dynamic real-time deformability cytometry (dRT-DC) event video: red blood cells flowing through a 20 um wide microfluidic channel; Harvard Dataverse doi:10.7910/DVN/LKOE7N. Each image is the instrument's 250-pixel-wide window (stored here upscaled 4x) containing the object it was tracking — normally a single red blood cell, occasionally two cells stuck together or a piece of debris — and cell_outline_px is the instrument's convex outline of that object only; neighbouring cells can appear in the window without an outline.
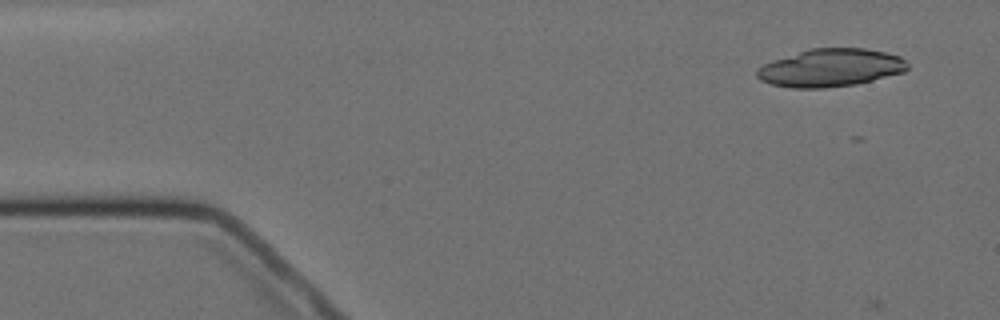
{"species": "Egyptian fruit bat (a non-hibernating species)", "species_latin": "Rousettus aegyptiacus", "temperature_condition": "cold", "stored_images_in_passage": 5, "camera_frame_rate_fps": 3000, "um_per_image_px": 0.085, "animal": {"sex": "female"}, "frame": {"image": 1, "passage_image": 1, "time_ms": 0.0, "image_size_px": [1000, 320], "cell_outline_px": [[908, 68], [904, 72], [856, 84], [824, 88], [792, 88], [772, 84], [760, 80], [756, 76], [756, 68], [772, 60], [812, 48], [864, 48], [884, 52], [900, 56], [908, 64]], "centroid_in_image_um": [70.58, 5.76], "position_along_channel_um": 14.4, "area_um2": 33.12}}